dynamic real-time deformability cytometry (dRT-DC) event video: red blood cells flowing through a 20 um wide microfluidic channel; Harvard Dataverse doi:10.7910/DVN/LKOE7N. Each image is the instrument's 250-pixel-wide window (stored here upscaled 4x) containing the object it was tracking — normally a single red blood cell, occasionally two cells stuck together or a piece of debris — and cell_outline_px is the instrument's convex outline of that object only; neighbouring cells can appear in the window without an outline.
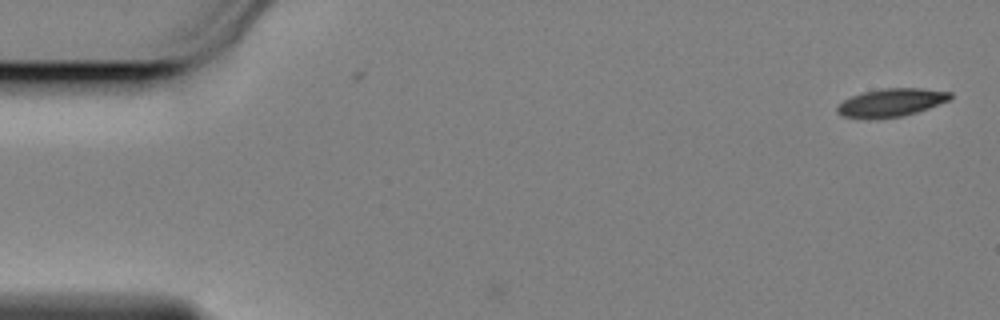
{"species": "Egyptian fruit bat (a non-hibernating species)", "species_latin": "Rousettus aegyptiacus", "temperature_condition": "cold", "stored_images_in_passage": 5, "camera_frame_rate_fps": 3000, "um_per_image_px": 0.085, "animal": {"sex": "female"}, "frame": {"image": 1, "passage_image": 1, "time_ms": 0.0, "image_size_px": [1000, 320], "cell_outline_px": [[952, 96], [948, 100], [928, 108], [916, 112], [900, 116], [876, 120], [864, 120], [844, 116], [836, 112], [836, 108], [844, 100], [852, 96], [864, 92], [884, 88], [920, 88], [952, 92]], "centroid_in_image_um": [75.71, 8.74], "position_along_channel_um": 9.3, "area_um2": 18.55}}